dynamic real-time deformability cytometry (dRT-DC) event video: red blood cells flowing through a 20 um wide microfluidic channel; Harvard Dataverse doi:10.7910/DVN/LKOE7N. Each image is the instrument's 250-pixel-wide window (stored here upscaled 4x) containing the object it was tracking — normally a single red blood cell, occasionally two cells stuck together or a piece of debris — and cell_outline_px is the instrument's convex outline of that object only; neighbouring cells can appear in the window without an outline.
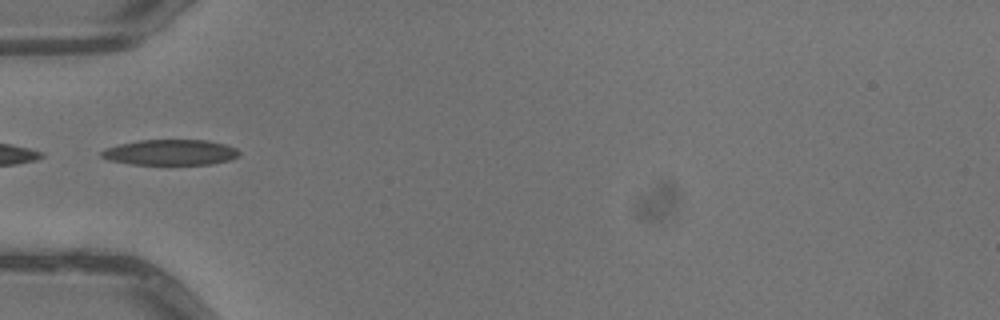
{"species": "common noctule bat (a hibernating species)", "species_latin": "Nyctalus noctula", "temperature_condition": "warm", "stored_images_in_passage": 5, "camera_frame_rate_fps": 3000, "um_per_image_px": 0.085, "animal": {"sex": "male", "body_mass_g": 13.3}, "frame": {"image": 1, "passage_image": 5, "time_ms": 1.333, "image_size_px": [1000, 320], "cell_outline_px": [[240, 156], [232, 160], [212, 164], [132, 164], [108, 160], [100, 156], [100, 152], [104, 148], [120, 144], [140, 140], [204, 140], [224, 144], [236, 148], [240, 152]], "centroid_in_image_um": [14.49, 12.95], "position_along_channel_um": 70.5, "area_um2": 20.58}}